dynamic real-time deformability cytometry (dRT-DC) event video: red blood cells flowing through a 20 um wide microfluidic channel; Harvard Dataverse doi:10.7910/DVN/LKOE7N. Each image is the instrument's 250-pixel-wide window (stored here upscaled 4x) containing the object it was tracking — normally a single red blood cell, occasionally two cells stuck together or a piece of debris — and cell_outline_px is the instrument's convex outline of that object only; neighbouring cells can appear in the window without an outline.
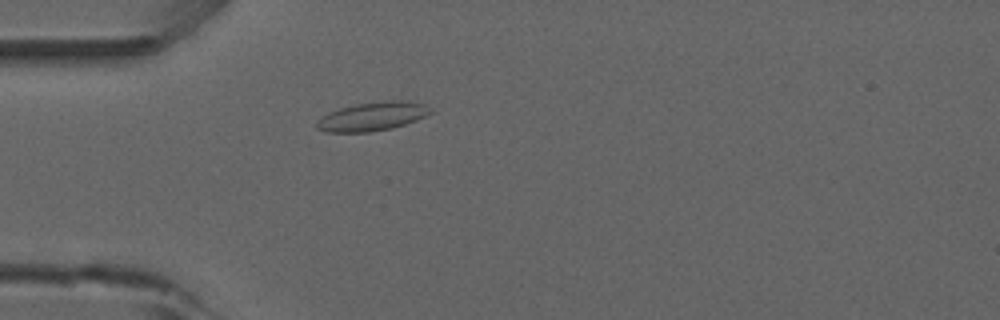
{"species": "common noctule bat (a hibernating species)", "species_latin": "Nyctalus noctula", "temperature_condition": "room temperature", "stored_images_in_passage": 33, "camera_frame_rate_fps": 3000, "um_per_image_px": 0.085, "animal": {"sex": "male", "forearm_length_mm": 52.5}, "frame": {"image": 1, "passage_image": 1, "time_ms": 0.0, "image_size_px": [1000, 320], "cell_outline_px": [[432, 112], [416, 120], [392, 128], [368, 132], [324, 132], [316, 128], [316, 120], [320, 116], [328, 112], [340, 108], [356, 104], [388, 100], [408, 100], [424, 104], [432, 108]], "centroid_in_image_um": [31.62, 9.89], "position_along_channel_um": 53.4, "area_um2": 19.19}}
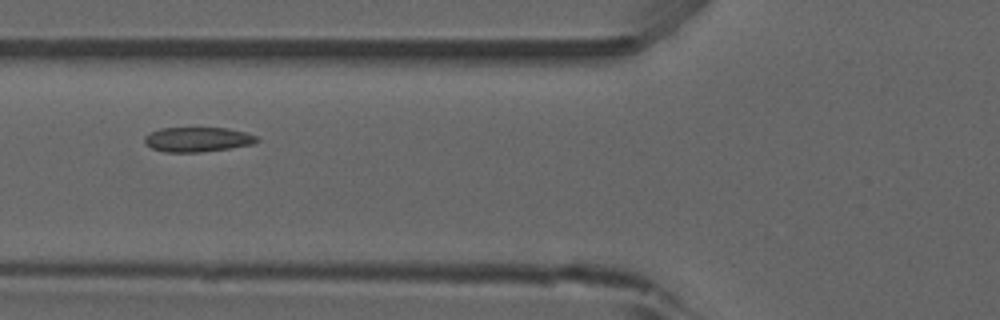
{"frame": {"image": 2, "passage_image": 6, "time_ms": 1.667, "image_size_px": [1000, 320], "cell_outline_px": [[260, 140], [252, 144], [228, 148], [200, 152], [164, 152], [152, 148], [144, 144], [144, 136], [160, 128], [228, 128], [244, 132], [256, 136]], "centroid_in_image_um": [16.76, 11.85], "position_along_channel_um": 109.0, "area_um2": 16.07}, "authors_computed_cell_mechanics": {"area_um2": 16.184, "velocity_mm_per_s": 3.8569, "shape_relaxation_time_tau1_ms": null, "shape_relaxation_time_tau2_ms": 2.9343, "deformation_change_tau1": null, "deformation_change_tau2": 0.0753}}